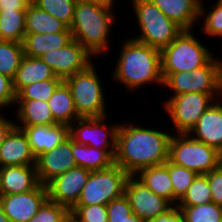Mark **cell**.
<instances>
[{"label": "cell", "instance_id": "obj_34", "mask_svg": "<svg viewBox=\"0 0 222 222\" xmlns=\"http://www.w3.org/2000/svg\"><path fill=\"white\" fill-rule=\"evenodd\" d=\"M77 0H37L35 5L70 28Z\"/></svg>", "mask_w": 222, "mask_h": 222}, {"label": "cell", "instance_id": "obj_37", "mask_svg": "<svg viewBox=\"0 0 222 222\" xmlns=\"http://www.w3.org/2000/svg\"><path fill=\"white\" fill-rule=\"evenodd\" d=\"M108 222H145L133 213L125 194L106 205Z\"/></svg>", "mask_w": 222, "mask_h": 222}, {"label": "cell", "instance_id": "obj_19", "mask_svg": "<svg viewBox=\"0 0 222 222\" xmlns=\"http://www.w3.org/2000/svg\"><path fill=\"white\" fill-rule=\"evenodd\" d=\"M23 130L28 138L33 154L36 158L69 137V125L54 124L44 126H15Z\"/></svg>", "mask_w": 222, "mask_h": 222}, {"label": "cell", "instance_id": "obj_20", "mask_svg": "<svg viewBox=\"0 0 222 222\" xmlns=\"http://www.w3.org/2000/svg\"><path fill=\"white\" fill-rule=\"evenodd\" d=\"M39 184L36 165L0 167V195L24 193Z\"/></svg>", "mask_w": 222, "mask_h": 222}, {"label": "cell", "instance_id": "obj_6", "mask_svg": "<svg viewBox=\"0 0 222 222\" xmlns=\"http://www.w3.org/2000/svg\"><path fill=\"white\" fill-rule=\"evenodd\" d=\"M200 39L193 30H183L169 46L161 50V73L190 72L216 56Z\"/></svg>", "mask_w": 222, "mask_h": 222}, {"label": "cell", "instance_id": "obj_31", "mask_svg": "<svg viewBox=\"0 0 222 222\" xmlns=\"http://www.w3.org/2000/svg\"><path fill=\"white\" fill-rule=\"evenodd\" d=\"M204 1L206 0H201L199 13V19L203 21L201 22V24L203 23L201 33L215 37V39L222 38V0H216L213 5L210 4L212 6L209 7L210 10L207 9Z\"/></svg>", "mask_w": 222, "mask_h": 222}, {"label": "cell", "instance_id": "obj_29", "mask_svg": "<svg viewBox=\"0 0 222 222\" xmlns=\"http://www.w3.org/2000/svg\"><path fill=\"white\" fill-rule=\"evenodd\" d=\"M26 11L0 10V41L22 43L25 31Z\"/></svg>", "mask_w": 222, "mask_h": 222}, {"label": "cell", "instance_id": "obj_1", "mask_svg": "<svg viewBox=\"0 0 222 222\" xmlns=\"http://www.w3.org/2000/svg\"><path fill=\"white\" fill-rule=\"evenodd\" d=\"M142 125L131 121L125 124L121 122L117 131L114 164L130 176H135L144 168L164 164L169 158L173 132Z\"/></svg>", "mask_w": 222, "mask_h": 222}, {"label": "cell", "instance_id": "obj_46", "mask_svg": "<svg viewBox=\"0 0 222 222\" xmlns=\"http://www.w3.org/2000/svg\"><path fill=\"white\" fill-rule=\"evenodd\" d=\"M27 6L35 5L37 0H22Z\"/></svg>", "mask_w": 222, "mask_h": 222}, {"label": "cell", "instance_id": "obj_16", "mask_svg": "<svg viewBox=\"0 0 222 222\" xmlns=\"http://www.w3.org/2000/svg\"><path fill=\"white\" fill-rule=\"evenodd\" d=\"M76 167L72 154V138L69 136L51 151L42 153L36 158V170L39 183L47 185L55 177Z\"/></svg>", "mask_w": 222, "mask_h": 222}, {"label": "cell", "instance_id": "obj_43", "mask_svg": "<svg viewBox=\"0 0 222 222\" xmlns=\"http://www.w3.org/2000/svg\"><path fill=\"white\" fill-rule=\"evenodd\" d=\"M0 112V145L4 142L8 133L15 127V120L5 118L4 111Z\"/></svg>", "mask_w": 222, "mask_h": 222}, {"label": "cell", "instance_id": "obj_44", "mask_svg": "<svg viewBox=\"0 0 222 222\" xmlns=\"http://www.w3.org/2000/svg\"><path fill=\"white\" fill-rule=\"evenodd\" d=\"M27 5L22 0H0V10L26 11Z\"/></svg>", "mask_w": 222, "mask_h": 222}, {"label": "cell", "instance_id": "obj_13", "mask_svg": "<svg viewBox=\"0 0 222 222\" xmlns=\"http://www.w3.org/2000/svg\"><path fill=\"white\" fill-rule=\"evenodd\" d=\"M124 194L129 201L133 213L145 221L156 218L173 207L168 200L153 193L135 176L128 177Z\"/></svg>", "mask_w": 222, "mask_h": 222}, {"label": "cell", "instance_id": "obj_32", "mask_svg": "<svg viewBox=\"0 0 222 222\" xmlns=\"http://www.w3.org/2000/svg\"><path fill=\"white\" fill-rule=\"evenodd\" d=\"M184 222H222V206L213 202L198 206H177Z\"/></svg>", "mask_w": 222, "mask_h": 222}, {"label": "cell", "instance_id": "obj_36", "mask_svg": "<svg viewBox=\"0 0 222 222\" xmlns=\"http://www.w3.org/2000/svg\"><path fill=\"white\" fill-rule=\"evenodd\" d=\"M169 174L173 185V206H177L198 174L185 167L175 165L170 161Z\"/></svg>", "mask_w": 222, "mask_h": 222}, {"label": "cell", "instance_id": "obj_2", "mask_svg": "<svg viewBox=\"0 0 222 222\" xmlns=\"http://www.w3.org/2000/svg\"><path fill=\"white\" fill-rule=\"evenodd\" d=\"M117 4L102 0H77L75 5L74 19L69 28L72 38L96 59L111 49V31L118 19L114 12Z\"/></svg>", "mask_w": 222, "mask_h": 222}, {"label": "cell", "instance_id": "obj_45", "mask_svg": "<svg viewBox=\"0 0 222 222\" xmlns=\"http://www.w3.org/2000/svg\"><path fill=\"white\" fill-rule=\"evenodd\" d=\"M0 222H11L9 218L5 215L3 207L0 203Z\"/></svg>", "mask_w": 222, "mask_h": 222}, {"label": "cell", "instance_id": "obj_25", "mask_svg": "<svg viewBox=\"0 0 222 222\" xmlns=\"http://www.w3.org/2000/svg\"><path fill=\"white\" fill-rule=\"evenodd\" d=\"M135 177L153 193L173 205V185L169 174V160L161 165L144 168Z\"/></svg>", "mask_w": 222, "mask_h": 222}, {"label": "cell", "instance_id": "obj_8", "mask_svg": "<svg viewBox=\"0 0 222 222\" xmlns=\"http://www.w3.org/2000/svg\"><path fill=\"white\" fill-rule=\"evenodd\" d=\"M168 160L198 175H205L222 164V153L188 134L171 136Z\"/></svg>", "mask_w": 222, "mask_h": 222}, {"label": "cell", "instance_id": "obj_3", "mask_svg": "<svg viewBox=\"0 0 222 222\" xmlns=\"http://www.w3.org/2000/svg\"><path fill=\"white\" fill-rule=\"evenodd\" d=\"M126 39L121 42L114 72L111 73L114 82L122 84L131 94L153 83L163 87L161 51L133 38Z\"/></svg>", "mask_w": 222, "mask_h": 222}, {"label": "cell", "instance_id": "obj_9", "mask_svg": "<svg viewBox=\"0 0 222 222\" xmlns=\"http://www.w3.org/2000/svg\"><path fill=\"white\" fill-rule=\"evenodd\" d=\"M130 175L113 164L107 169L90 172L76 205H107L124 194Z\"/></svg>", "mask_w": 222, "mask_h": 222}, {"label": "cell", "instance_id": "obj_42", "mask_svg": "<svg viewBox=\"0 0 222 222\" xmlns=\"http://www.w3.org/2000/svg\"><path fill=\"white\" fill-rule=\"evenodd\" d=\"M145 222H184L183 215L177 206H173L166 213L158 215L156 218H151Z\"/></svg>", "mask_w": 222, "mask_h": 222}, {"label": "cell", "instance_id": "obj_5", "mask_svg": "<svg viewBox=\"0 0 222 222\" xmlns=\"http://www.w3.org/2000/svg\"><path fill=\"white\" fill-rule=\"evenodd\" d=\"M101 77L94 63L85 70L66 77L79 118H99L108 115L107 98ZM106 98V99H105Z\"/></svg>", "mask_w": 222, "mask_h": 222}, {"label": "cell", "instance_id": "obj_41", "mask_svg": "<svg viewBox=\"0 0 222 222\" xmlns=\"http://www.w3.org/2000/svg\"><path fill=\"white\" fill-rule=\"evenodd\" d=\"M205 175L211 188L212 202L222 206V164Z\"/></svg>", "mask_w": 222, "mask_h": 222}, {"label": "cell", "instance_id": "obj_4", "mask_svg": "<svg viewBox=\"0 0 222 222\" xmlns=\"http://www.w3.org/2000/svg\"><path fill=\"white\" fill-rule=\"evenodd\" d=\"M129 4L135 13V23L140 33L132 37L134 40L161 51L183 31L150 0H130Z\"/></svg>", "mask_w": 222, "mask_h": 222}, {"label": "cell", "instance_id": "obj_10", "mask_svg": "<svg viewBox=\"0 0 222 222\" xmlns=\"http://www.w3.org/2000/svg\"><path fill=\"white\" fill-rule=\"evenodd\" d=\"M217 100L212 94L190 92L167 97L163 108L177 134H188L208 107Z\"/></svg>", "mask_w": 222, "mask_h": 222}, {"label": "cell", "instance_id": "obj_7", "mask_svg": "<svg viewBox=\"0 0 222 222\" xmlns=\"http://www.w3.org/2000/svg\"><path fill=\"white\" fill-rule=\"evenodd\" d=\"M212 57L204 66L190 72L161 73L163 87L170 89V96L198 92L222 98V60ZM173 92V94H172Z\"/></svg>", "mask_w": 222, "mask_h": 222}, {"label": "cell", "instance_id": "obj_30", "mask_svg": "<svg viewBox=\"0 0 222 222\" xmlns=\"http://www.w3.org/2000/svg\"><path fill=\"white\" fill-rule=\"evenodd\" d=\"M24 57L22 43L0 41V73L11 79L15 77L21 60Z\"/></svg>", "mask_w": 222, "mask_h": 222}, {"label": "cell", "instance_id": "obj_27", "mask_svg": "<svg viewBox=\"0 0 222 222\" xmlns=\"http://www.w3.org/2000/svg\"><path fill=\"white\" fill-rule=\"evenodd\" d=\"M48 104L52 111V116L58 124L70 126L79 119L71 90L64 81L54 91L48 100Z\"/></svg>", "mask_w": 222, "mask_h": 222}, {"label": "cell", "instance_id": "obj_12", "mask_svg": "<svg viewBox=\"0 0 222 222\" xmlns=\"http://www.w3.org/2000/svg\"><path fill=\"white\" fill-rule=\"evenodd\" d=\"M63 80L85 70L94 62L91 55L78 41L71 40L60 49L51 50L39 57Z\"/></svg>", "mask_w": 222, "mask_h": 222}, {"label": "cell", "instance_id": "obj_38", "mask_svg": "<svg viewBox=\"0 0 222 222\" xmlns=\"http://www.w3.org/2000/svg\"><path fill=\"white\" fill-rule=\"evenodd\" d=\"M70 210L47 199L29 222H70Z\"/></svg>", "mask_w": 222, "mask_h": 222}, {"label": "cell", "instance_id": "obj_39", "mask_svg": "<svg viewBox=\"0 0 222 222\" xmlns=\"http://www.w3.org/2000/svg\"><path fill=\"white\" fill-rule=\"evenodd\" d=\"M71 222H108L105 205H75L70 210Z\"/></svg>", "mask_w": 222, "mask_h": 222}, {"label": "cell", "instance_id": "obj_21", "mask_svg": "<svg viewBox=\"0 0 222 222\" xmlns=\"http://www.w3.org/2000/svg\"><path fill=\"white\" fill-rule=\"evenodd\" d=\"M171 21L179 25L183 30L195 31L200 25L199 13L201 0H150ZM197 23V25H196ZM195 25V26H194Z\"/></svg>", "mask_w": 222, "mask_h": 222}, {"label": "cell", "instance_id": "obj_23", "mask_svg": "<svg viewBox=\"0 0 222 222\" xmlns=\"http://www.w3.org/2000/svg\"><path fill=\"white\" fill-rule=\"evenodd\" d=\"M15 126H44L58 124L49 108L47 101L43 100H16Z\"/></svg>", "mask_w": 222, "mask_h": 222}, {"label": "cell", "instance_id": "obj_26", "mask_svg": "<svg viewBox=\"0 0 222 222\" xmlns=\"http://www.w3.org/2000/svg\"><path fill=\"white\" fill-rule=\"evenodd\" d=\"M72 154L76 166L91 172L104 170L114 164V156L107 149H97L79 144L72 139Z\"/></svg>", "mask_w": 222, "mask_h": 222}, {"label": "cell", "instance_id": "obj_15", "mask_svg": "<svg viewBox=\"0 0 222 222\" xmlns=\"http://www.w3.org/2000/svg\"><path fill=\"white\" fill-rule=\"evenodd\" d=\"M48 199L45 185L20 194L0 195V203L11 222H29Z\"/></svg>", "mask_w": 222, "mask_h": 222}, {"label": "cell", "instance_id": "obj_17", "mask_svg": "<svg viewBox=\"0 0 222 222\" xmlns=\"http://www.w3.org/2000/svg\"><path fill=\"white\" fill-rule=\"evenodd\" d=\"M222 99L215 100L189 134L222 153Z\"/></svg>", "mask_w": 222, "mask_h": 222}, {"label": "cell", "instance_id": "obj_18", "mask_svg": "<svg viewBox=\"0 0 222 222\" xmlns=\"http://www.w3.org/2000/svg\"><path fill=\"white\" fill-rule=\"evenodd\" d=\"M17 165H36V156L23 130L14 127L0 145V167Z\"/></svg>", "mask_w": 222, "mask_h": 222}, {"label": "cell", "instance_id": "obj_35", "mask_svg": "<svg viewBox=\"0 0 222 222\" xmlns=\"http://www.w3.org/2000/svg\"><path fill=\"white\" fill-rule=\"evenodd\" d=\"M63 79L42 80L23 87L17 94L16 100H43L51 98Z\"/></svg>", "mask_w": 222, "mask_h": 222}, {"label": "cell", "instance_id": "obj_47", "mask_svg": "<svg viewBox=\"0 0 222 222\" xmlns=\"http://www.w3.org/2000/svg\"><path fill=\"white\" fill-rule=\"evenodd\" d=\"M116 1L118 2L119 0H108V2H115V3Z\"/></svg>", "mask_w": 222, "mask_h": 222}, {"label": "cell", "instance_id": "obj_11", "mask_svg": "<svg viewBox=\"0 0 222 222\" xmlns=\"http://www.w3.org/2000/svg\"><path fill=\"white\" fill-rule=\"evenodd\" d=\"M107 120V115L99 118H79L69 126V136L79 144L107 149L115 156L120 123L110 125L106 123Z\"/></svg>", "mask_w": 222, "mask_h": 222}, {"label": "cell", "instance_id": "obj_28", "mask_svg": "<svg viewBox=\"0 0 222 222\" xmlns=\"http://www.w3.org/2000/svg\"><path fill=\"white\" fill-rule=\"evenodd\" d=\"M67 26L53 15L29 5L26 9L25 31L26 33L48 34L62 32Z\"/></svg>", "mask_w": 222, "mask_h": 222}, {"label": "cell", "instance_id": "obj_22", "mask_svg": "<svg viewBox=\"0 0 222 222\" xmlns=\"http://www.w3.org/2000/svg\"><path fill=\"white\" fill-rule=\"evenodd\" d=\"M72 39V33L68 27L57 33H26L22 42L24 56L40 57L48 51L66 46Z\"/></svg>", "mask_w": 222, "mask_h": 222}, {"label": "cell", "instance_id": "obj_33", "mask_svg": "<svg viewBox=\"0 0 222 222\" xmlns=\"http://www.w3.org/2000/svg\"><path fill=\"white\" fill-rule=\"evenodd\" d=\"M211 188L206 175H197L177 206H198L212 202Z\"/></svg>", "mask_w": 222, "mask_h": 222}, {"label": "cell", "instance_id": "obj_24", "mask_svg": "<svg viewBox=\"0 0 222 222\" xmlns=\"http://www.w3.org/2000/svg\"><path fill=\"white\" fill-rule=\"evenodd\" d=\"M62 79L39 57L24 56L13 78V88L17 94L23 87L42 80Z\"/></svg>", "mask_w": 222, "mask_h": 222}, {"label": "cell", "instance_id": "obj_14", "mask_svg": "<svg viewBox=\"0 0 222 222\" xmlns=\"http://www.w3.org/2000/svg\"><path fill=\"white\" fill-rule=\"evenodd\" d=\"M90 172L83 167L76 166L55 177L46 185L48 199L71 210L77 204Z\"/></svg>", "mask_w": 222, "mask_h": 222}, {"label": "cell", "instance_id": "obj_40", "mask_svg": "<svg viewBox=\"0 0 222 222\" xmlns=\"http://www.w3.org/2000/svg\"><path fill=\"white\" fill-rule=\"evenodd\" d=\"M16 93L13 88V79L0 73V111L6 107H15Z\"/></svg>", "mask_w": 222, "mask_h": 222}]
</instances>
